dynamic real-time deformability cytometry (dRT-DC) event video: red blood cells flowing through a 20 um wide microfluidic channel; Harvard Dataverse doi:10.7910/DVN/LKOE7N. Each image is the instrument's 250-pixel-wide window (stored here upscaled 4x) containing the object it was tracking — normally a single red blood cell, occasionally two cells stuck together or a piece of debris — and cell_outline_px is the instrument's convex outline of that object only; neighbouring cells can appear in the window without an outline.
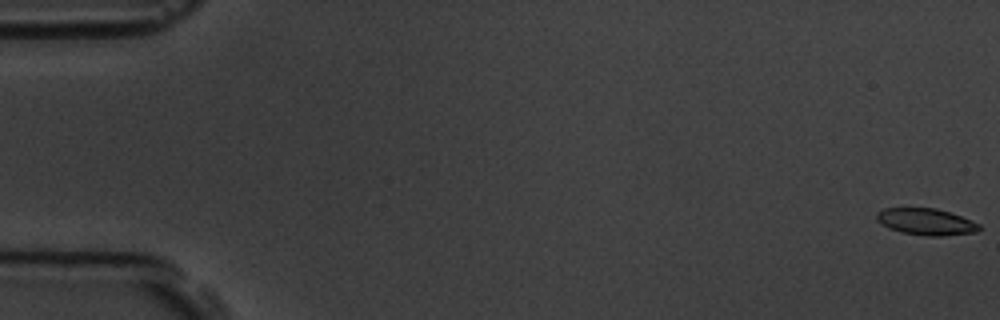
{"species": "common noctule bat (a hibernating species)", "species_latin": "Nyctalus noctula", "temperature_condition": "room temperature", "stored_images_in_passage": 11, "camera_frame_rate_fps": 3000, "um_per_image_px": 0.085, "animal": {"sex": "male", "body_mass_g": 19.5, "forearm_length_mm": 54.6}, "frame": {"image": 1, "passage_image": 1, "time_ms": 0.0, "image_size_px": [1000, 320], "cell_outline_px": [[980, 228], [976, 232], [940, 236], [928, 236], [900, 232], [888, 228], [880, 224], [876, 220], [876, 212], [884, 208], [936, 208], [960, 216], [980, 224]], "centroid_in_image_um": [78.66, 18.85], "position_along_channel_um": 6.3, "area_um2": 15.9}}
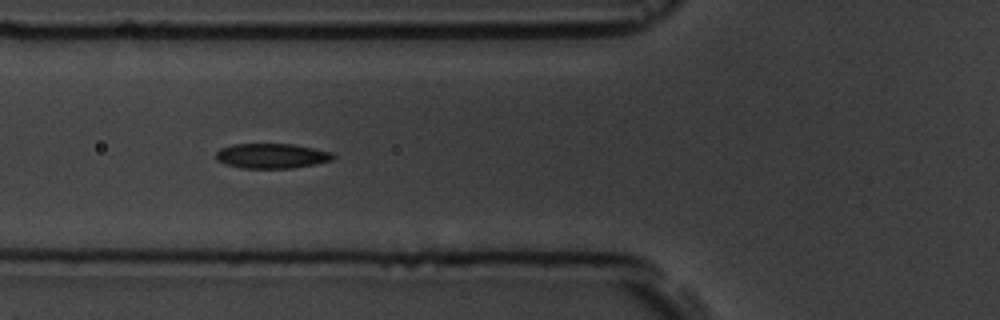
{"frame": {"image": 2, "passage_image": 7, "time_ms": 6.667, "image_size_px": [1000, 320], "cell_outline_px": [[336, 156], [332, 160], [316, 164], [292, 168], [240, 168], [224, 164], [216, 160], [216, 152], [220, 148], [232, 144], [292, 144], [332, 152]], "centroid_in_image_um": [23.07, 13.25], "position_along_channel_um": 102.7, "area_um2": 17.11}}
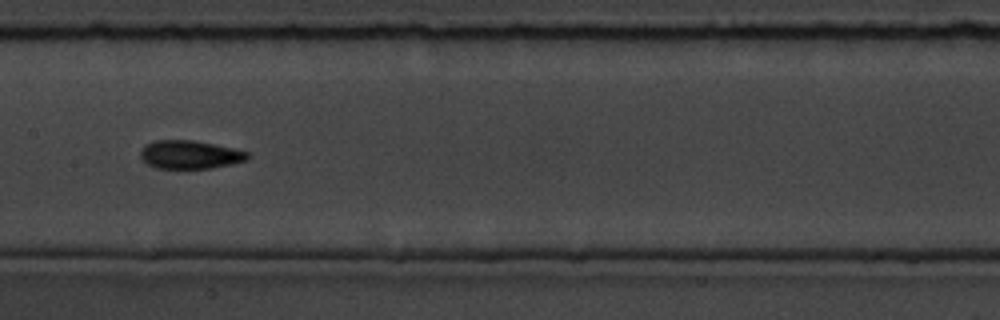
{"frame": {"image": 3, "passage_image": 9, "time_ms": 9.0, "image_size_px": [1000, 320], "cell_outline_px": [[248, 160], [232, 164], [212, 168], [156, 168], [148, 164], [140, 156], [140, 152], [144, 144], [152, 140], [192, 140], [232, 148], [248, 152]], "centroid_in_image_um": [16.11, 13.14], "position_along_channel_um": 191.3, "area_um2": 17.63}}